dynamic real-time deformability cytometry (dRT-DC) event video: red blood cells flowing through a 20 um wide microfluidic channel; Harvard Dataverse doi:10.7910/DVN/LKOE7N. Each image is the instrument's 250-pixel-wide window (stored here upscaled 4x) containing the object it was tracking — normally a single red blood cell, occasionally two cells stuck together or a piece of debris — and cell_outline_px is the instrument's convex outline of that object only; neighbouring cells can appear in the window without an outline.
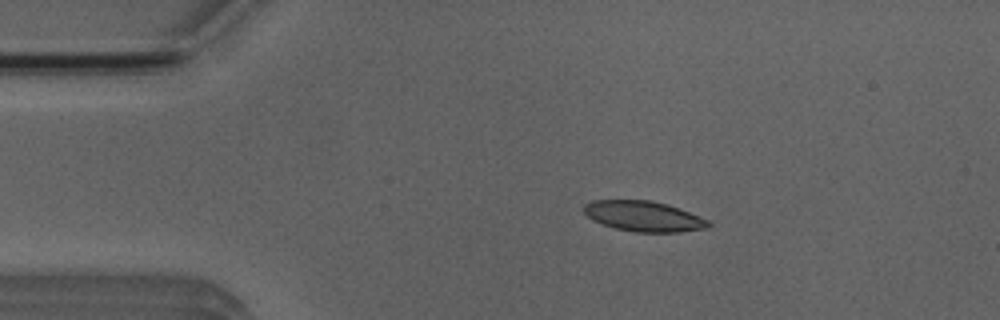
{"species": "Egyptian fruit bat (a non-hibernating species)", "species_latin": "Rousettus aegyptiacus", "temperature_condition": "room temperature", "stored_images_in_passage": 4, "camera_frame_rate_fps": 3000, "um_per_image_px": 0.085, "animal": {"sex": "male"}, "frame": {"image": 1, "passage_image": 3, "time_ms": 2.0, "image_size_px": [1000, 320], "cell_outline_px": [[712, 224], [708, 228], [680, 232], [636, 232], [616, 228], [592, 220], [584, 212], [584, 204], [592, 200], [652, 200], [668, 204], [708, 220]], "centroid_in_image_um": [54.72, 18.38], "position_along_channel_um": 30.3, "area_um2": 21.96}}